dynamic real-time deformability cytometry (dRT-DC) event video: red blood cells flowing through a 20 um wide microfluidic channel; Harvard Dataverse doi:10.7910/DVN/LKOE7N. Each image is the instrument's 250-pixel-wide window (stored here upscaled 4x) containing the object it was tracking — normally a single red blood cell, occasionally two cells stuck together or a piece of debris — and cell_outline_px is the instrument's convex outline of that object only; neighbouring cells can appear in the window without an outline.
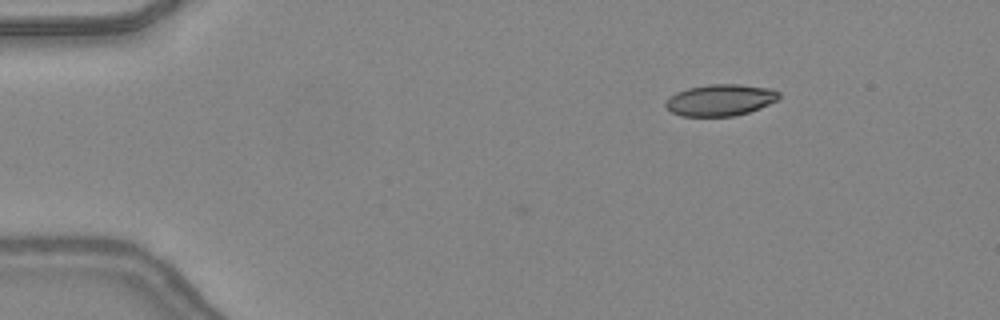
{"species": "common noctule bat (a hibernating species)", "species_latin": "Nyctalus noctula", "temperature_condition": "warm", "stored_images_in_passage": 2, "camera_frame_rate_fps": 3000, "um_per_image_px": 0.085, "animal": {"sex": "female", "body_mass_g": 24.6, "forearm_length_mm": 56.2}, "frame": {"image": 1, "passage_image": 2, "time_ms": 0.333, "image_size_px": [1000, 320], "cell_outline_px": [[780, 100], [760, 108], [748, 112], [732, 116], [680, 116], [672, 112], [664, 104], [668, 96], [676, 92], [688, 88], [708, 84], [736, 84], [772, 88], [780, 92]], "centroid_in_image_um": [61.25, 8.5], "position_along_channel_um": 23.8, "area_um2": 21.04}}